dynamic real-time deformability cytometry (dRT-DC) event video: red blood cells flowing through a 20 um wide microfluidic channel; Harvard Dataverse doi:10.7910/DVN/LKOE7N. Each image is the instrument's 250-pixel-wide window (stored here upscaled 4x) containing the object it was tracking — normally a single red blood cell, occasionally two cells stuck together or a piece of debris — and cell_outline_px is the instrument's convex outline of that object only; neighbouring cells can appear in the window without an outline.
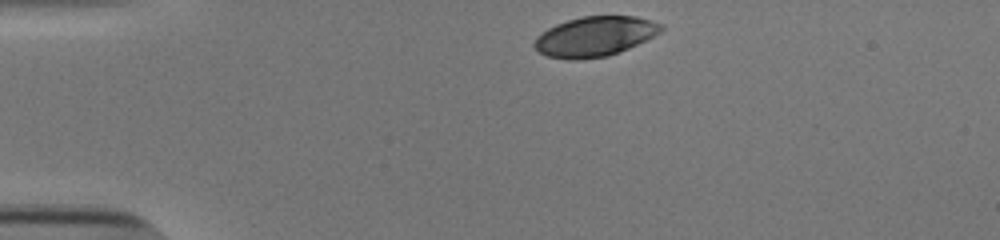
{"species": "human", "species_latin": "Homo sapiens", "temperature_condition": "cold", "stored_images_in_passage": 33, "camera_frame_rate_fps": 3000, "um_per_image_px": 0.085, "donor": {"sex": "male"}, "frame": {"image": 1, "passage_image": 1, "time_ms": 0.0, "image_size_px": [1000, 240], "cell_outline_px": [[664, 28], [660, 32], [620, 52], [608, 56], [576, 60], [568, 60], [548, 56], [540, 52], [532, 44], [536, 36], [548, 28], [556, 24], [568, 20], [584, 16], [636, 16], [652, 20], [664, 24]], "centroid_in_image_um": [50.55, 3.1], "position_along_channel_um": 34.4, "area_um2": 29.42}}
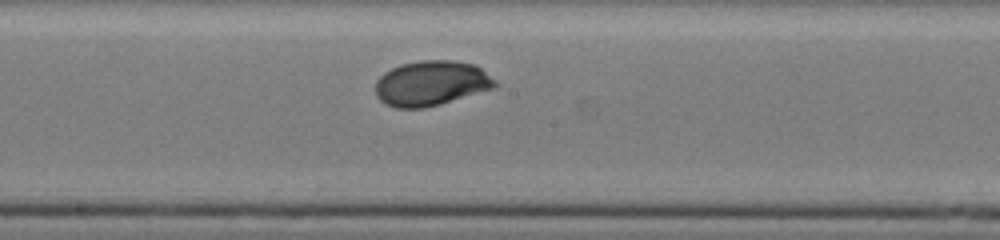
{"frame": {"image": 2, "passage_image": 19, "time_ms": 6.0, "image_size_px": [1000, 240], "cell_outline_px": [[500, 84], [496, 88], [440, 104], [424, 108], [396, 108], [384, 104], [376, 96], [376, 80], [384, 72], [400, 64], [420, 60], [452, 60], [476, 64], [496, 80]], "centroid_in_image_um": [36.68, 7.07], "position_along_channel_um": 211.5, "area_um2": 31.79}}
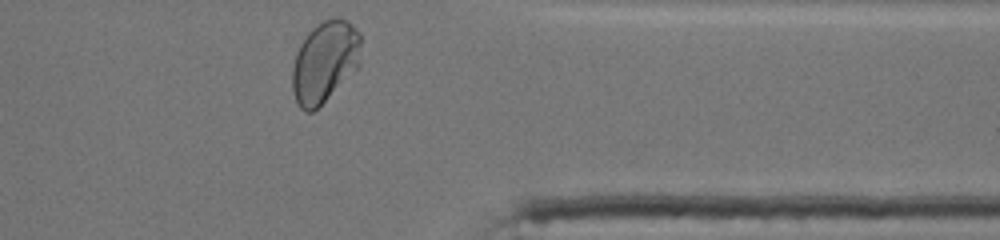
{"frame": {"image": 3, "passage_image": 33, "time_ms": 10.667, "image_size_px": [1000, 240], "cell_outline_px": [[360, 68], [312, 112], [304, 112], [300, 108], [292, 92], [292, 68], [296, 52], [300, 44], [308, 32], [316, 24], [324, 20], [336, 16], [348, 20], [360, 32]], "centroid_in_image_um": [27.62, 5.24], "position_along_channel_um": 383.8, "area_um2": 33.06}, "authors_computed_cell_mechanics": {"area_um2": 30.634, "velocity_mm_per_s": 3.8666, "shape_relaxation_time_tau1_ms": 2.5915, "shape_relaxation_time_tau2_ms": null, "deformation_change_tau1": 0.1369, "deformation_change_tau2": null}}